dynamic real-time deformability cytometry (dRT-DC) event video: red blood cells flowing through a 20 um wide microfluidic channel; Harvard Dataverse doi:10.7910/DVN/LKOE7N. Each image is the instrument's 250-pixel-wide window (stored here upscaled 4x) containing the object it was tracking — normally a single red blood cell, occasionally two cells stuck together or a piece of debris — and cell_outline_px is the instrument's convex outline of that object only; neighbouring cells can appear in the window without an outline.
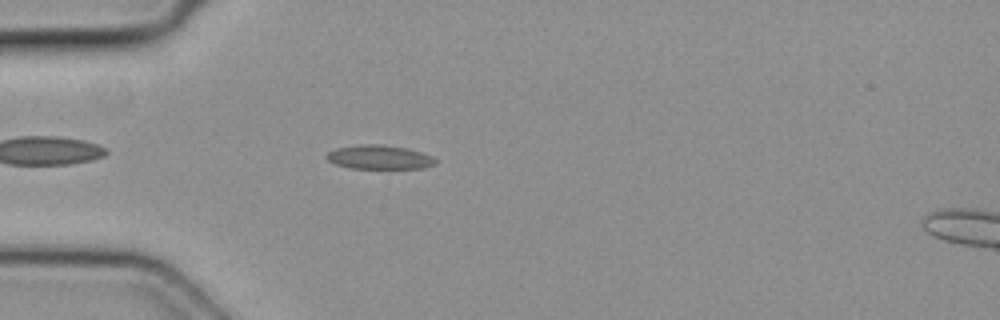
{"species": "common noctule bat (a hibernating species)", "species_latin": "Nyctalus noctula", "temperature_condition": "cold", "stored_images_in_passage": 5, "camera_frame_rate_fps": 3000, "um_per_image_px": 0.085, "animal": {"sex": "female", "body_mass_g": 19.3, "forearm_length_mm": 54.1}, "frame": {"image": 1, "passage_image": 4, "time_ms": 1.0, "image_size_px": [1000, 320], "cell_outline_px": [[436, 164], [420, 168], [352, 168], [336, 164], [328, 160], [324, 156], [328, 152], [336, 148], [360, 144], [384, 144], [408, 148], [432, 156], [436, 160]], "centroid_in_image_um": [32.23, 13.34], "position_along_channel_um": 52.8, "area_um2": 15.2}}